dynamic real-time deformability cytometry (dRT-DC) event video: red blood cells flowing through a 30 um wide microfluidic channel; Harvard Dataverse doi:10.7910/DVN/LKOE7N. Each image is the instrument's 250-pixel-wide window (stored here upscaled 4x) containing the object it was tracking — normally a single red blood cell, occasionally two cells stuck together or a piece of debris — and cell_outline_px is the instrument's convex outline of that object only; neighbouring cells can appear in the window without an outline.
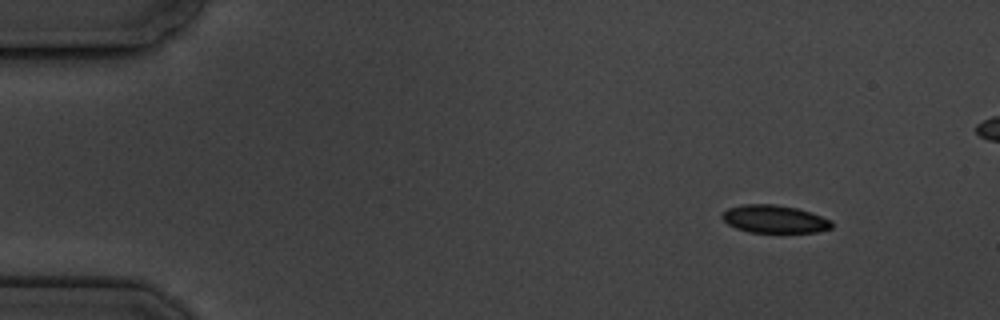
{"species": "common noctule bat (a hibernating species)", "species_latin": "Nyctalus noctula", "temperature_condition": "cold", "stored_images_in_passage": 5, "camera_frame_rate_fps": 3000, "um_per_image_px": 0.085, "animal": {"sex": "male", "body_mass_g": 19.5, "forearm_length_mm": 54.6}, "frame": {"image": 1, "passage_image": 1, "time_ms": 0.0, "image_size_px": [1000, 320], "cell_outline_px": [[832, 228], [816, 232], [748, 232], [736, 228], [728, 224], [720, 216], [728, 208], [744, 204], [776, 204], [796, 208], [832, 220]], "centroid_in_image_um": [65.81, 18.62], "position_along_channel_um": 19.2, "area_um2": 17.63}}